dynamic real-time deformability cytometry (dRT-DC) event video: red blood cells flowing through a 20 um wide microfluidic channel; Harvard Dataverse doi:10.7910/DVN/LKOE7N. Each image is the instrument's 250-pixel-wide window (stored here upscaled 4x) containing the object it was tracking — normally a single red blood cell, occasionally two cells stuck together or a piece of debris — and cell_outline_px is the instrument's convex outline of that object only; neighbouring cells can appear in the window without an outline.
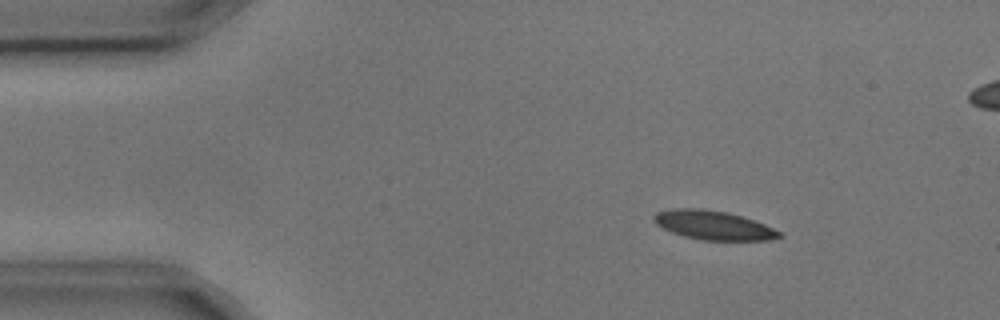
{"species": "common noctule bat (a hibernating species)", "species_latin": "Nyctalus noctula", "temperature_condition": "cold", "stored_images_in_passage": 5, "camera_frame_rate_fps": 3000, "um_per_image_px": 0.085, "animal": {"sex": "male", "body_mass_g": 17.9, "forearm_length_mm": 54.2}, "frame": {"image": 1, "passage_image": 3, "time_ms": 0.667, "image_size_px": [1000, 320], "cell_outline_px": [[784, 236], [768, 240], [704, 240], [684, 236], [672, 232], [656, 224], [652, 220], [652, 216], [656, 212], [672, 208], [700, 208], [728, 212], [744, 216], [784, 232]], "centroid_in_image_um": [60.66, 19.13], "position_along_channel_um": 24.3, "area_um2": 21.44}}